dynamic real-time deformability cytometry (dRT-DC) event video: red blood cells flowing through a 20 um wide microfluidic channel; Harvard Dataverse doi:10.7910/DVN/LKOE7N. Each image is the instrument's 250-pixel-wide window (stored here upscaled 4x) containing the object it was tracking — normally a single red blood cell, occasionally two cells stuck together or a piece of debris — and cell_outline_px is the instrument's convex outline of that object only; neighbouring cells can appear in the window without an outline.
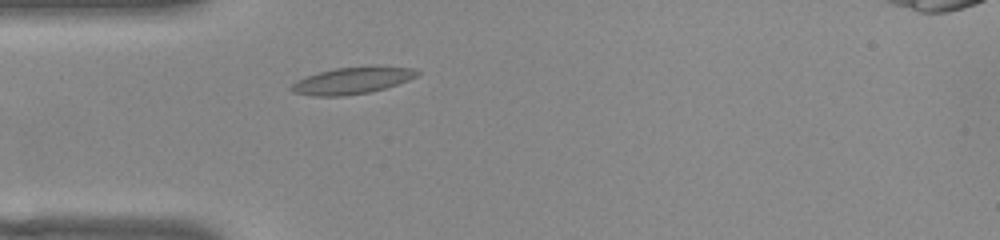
{"species": "common noctule bat (a hibernating species)", "species_latin": "Nyctalus noctula", "temperature_condition": "warm", "stored_images_in_passage": 45, "camera_frame_rate_fps": 3000, "um_per_image_px": 0.085, "animal": {"sex": "female", "body_mass_g": 22.0, "forearm_length_mm": 56.7}, "frame": {"image": 1, "passage_image": 7, "time_ms": 2.0, "image_size_px": [1000, 240], "cell_outline_px": [[420, 72], [416, 76], [408, 80], [384, 88], [368, 92], [344, 96], [312, 96], [292, 92], [288, 88], [296, 80], [320, 72], [336, 68], [412, 68]], "centroid_in_image_um": [29.82, 6.89], "position_along_channel_um": 55.2, "area_um2": 18.79}}
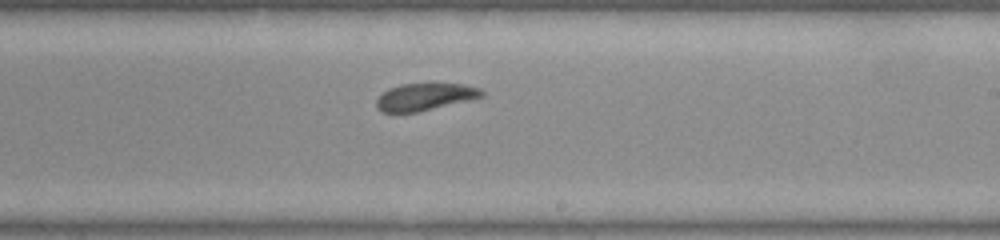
{"frame": {"image": 2, "passage_image": 23, "time_ms": 7.333, "image_size_px": [1000, 240], "cell_outline_px": [[484, 96], [468, 100], [416, 112], [384, 112], [376, 108], [376, 100], [388, 88], [400, 84], [464, 84], [480, 88], [484, 92]], "centroid_in_image_um": [36.11, 8.22], "position_along_channel_um": 252.9, "area_um2": 16.42}}
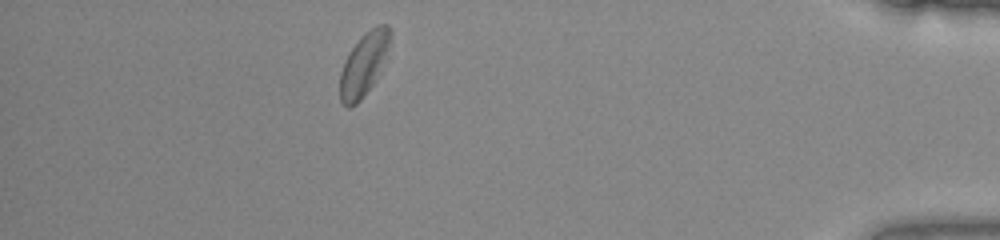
{"frame": {"image": 3, "passage_image": 39, "time_ms": 12.667, "image_size_px": [1000, 240], "cell_outline_px": [[392, 36], [372, 84], [360, 100], [352, 108], [348, 108], [340, 100], [340, 72], [344, 60], [348, 52], [360, 36], [376, 24], [388, 24], [392, 32]], "centroid_in_image_um": [30.88, 5.42], "position_along_channel_um": 404.3, "area_um2": 18.09}, "authors_computed_cell_mechanics": {"area_um2": 17.8024, "velocity_mm_per_s": 3.8019, "shape_relaxation_time_tau1_ms": 3.3777, "shape_relaxation_time_tau2_ms": 3.6205, "deformation_change_tau1": 0.0877, "deformation_change_tau2": 0.1068}}